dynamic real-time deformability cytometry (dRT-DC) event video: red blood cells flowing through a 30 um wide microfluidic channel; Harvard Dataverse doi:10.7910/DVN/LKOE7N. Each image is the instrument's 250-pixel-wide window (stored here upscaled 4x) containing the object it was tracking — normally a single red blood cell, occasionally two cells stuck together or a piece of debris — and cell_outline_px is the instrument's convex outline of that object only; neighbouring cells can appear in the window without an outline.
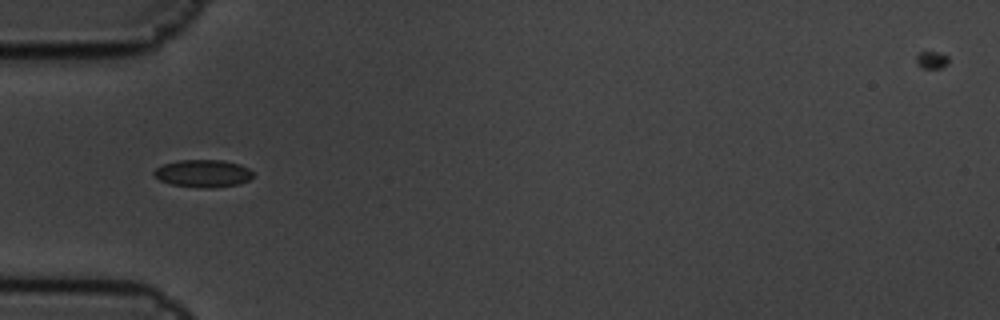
{"species": "common noctule bat (a hibernating species)", "species_latin": "Nyctalus noctula", "temperature_condition": "cold", "stored_images_in_passage": 11, "camera_frame_rate_fps": 3000, "um_per_image_px": 0.085, "animal": {"sex": "male", "body_mass_g": 19.5, "forearm_length_mm": 54.6}, "frame": {"image": 1, "passage_image": 5, "time_ms": 1.333, "image_size_px": [1000, 320], "cell_outline_px": [[252, 176], [248, 180], [236, 184], [216, 188], [204, 188], [172, 184], [160, 180], [152, 172], [156, 168], [164, 164], [180, 160], [224, 160], [240, 164], [248, 168], [252, 172]], "centroid_in_image_um": [17.26, 14.73], "position_along_channel_um": 67.7, "area_um2": 15.72}}
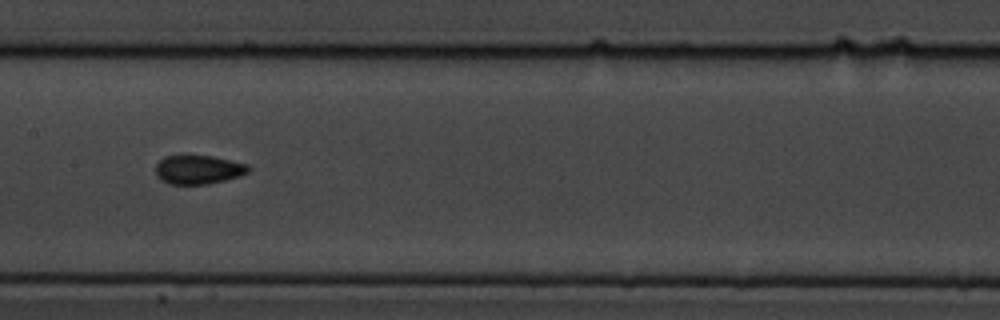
{"frame": {"image": 2, "passage_image": 8, "time_ms": 2.333, "image_size_px": [1000, 320], "cell_outline_px": [[252, 168], [248, 172], [240, 176], [208, 184], [168, 184], [160, 180], [156, 176], [156, 164], [164, 156], [180, 152], [184, 152], [212, 156], [248, 164]], "centroid_in_image_um": [16.81, 14.36], "position_along_channel_um": 190.6, "area_um2": 16.42}}
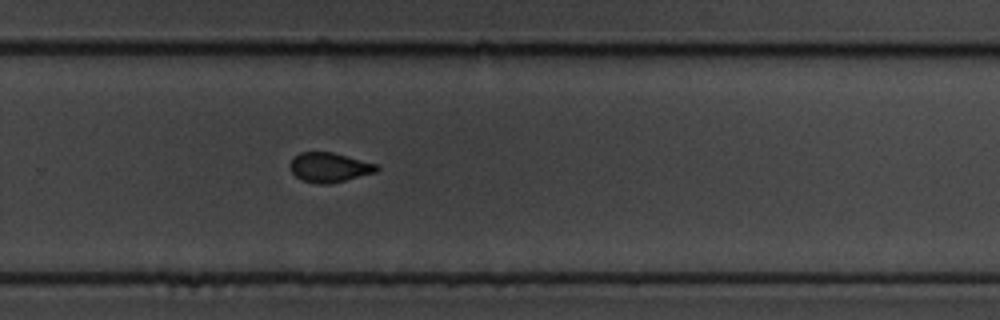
{"frame": {"image": 3, "passage_image": 11, "time_ms": 3.333, "image_size_px": [1000, 320], "cell_outline_px": [[380, 168], [376, 172], [332, 184], [316, 184], [304, 180], [296, 176], [288, 168], [288, 164], [300, 152], [332, 152], [380, 164]], "centroid_in_image_um": [28.03, 14.23], "position_along_channel_um": 301.8, "area_um2": 15.14}}